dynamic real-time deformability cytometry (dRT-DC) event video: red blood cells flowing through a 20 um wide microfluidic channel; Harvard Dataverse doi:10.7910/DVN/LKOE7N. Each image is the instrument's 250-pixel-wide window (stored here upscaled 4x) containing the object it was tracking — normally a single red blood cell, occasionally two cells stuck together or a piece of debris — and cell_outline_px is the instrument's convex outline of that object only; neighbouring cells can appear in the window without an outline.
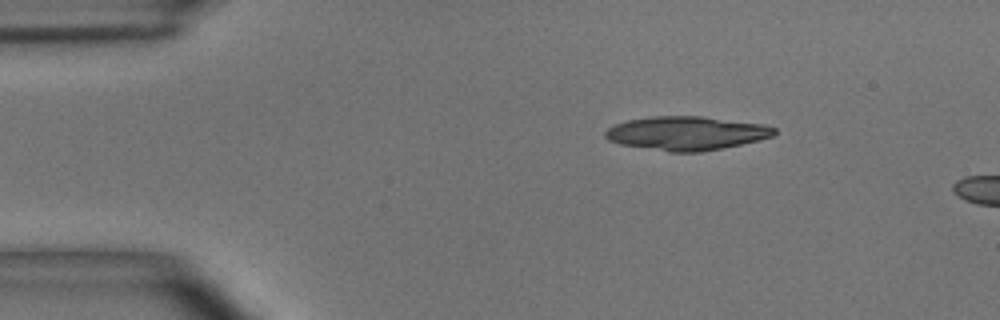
{"species": "common noctule bat (a hibernating species)", "species_latin": "Nyctalus noctula", "temperature_condition": "room temperature", "stored_images_in_passage": 5, "camera_frame_rate_fps": 3000, "um_per_image_px": 0.085, "animal": {"sex": "male", "body_mass_g": 15.6}, "frame": {"image": 1, "passage_image": 1, "time_ms": 0.0, "image_size_px": [1000, 320], "cell_outline_px": [[776, 132], [772, 136], [740, 144], [700, 152], [668, 152], [620, 144], [608, 140], [604, 136], [604, 132], [608, 128], [616, 124], [628, 120], [652, 116], [704, 116], [764, 124], [776, 128]], "centroid_in_image_um": [58.32, 11.32], "position_along_channel_um": 26.7, "area_um2": 33.18}}